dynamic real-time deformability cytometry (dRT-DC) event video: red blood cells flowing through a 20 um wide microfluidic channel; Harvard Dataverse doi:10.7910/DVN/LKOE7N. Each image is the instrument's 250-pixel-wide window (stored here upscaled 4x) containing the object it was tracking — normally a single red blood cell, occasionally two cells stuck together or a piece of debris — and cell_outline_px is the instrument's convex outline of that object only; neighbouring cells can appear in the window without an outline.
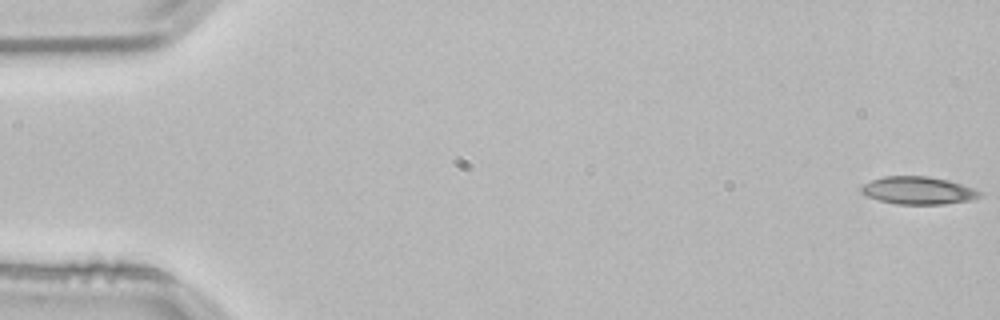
{"species": "common noctule bat (a hibernating species)", "species_latin": "Nyctalus noctula", "temperature_condition": "room temperature", "stored_images_in_passage": 54, "camera_frame_rate_fps": 3000, "um_per_image_px": 0.085, "animal": {"sex": "male", "body_mass_g": 21.5, "forearm_length_mm": 52.0}, "frame": {"image": 1, "passage_image": 1, "time_ms": 0.0, "image_size_px": [1000, 320], "cell_outline_px": [[984, 196], [972, 200], [944, 204], [896, 204], [880, 200], [868, 196], [860, 192], [860, 188], [864, 184], [872, 180], [884, 176], [928, 176], [948, 180], [984, 192]], "centroid_in_image_um": [78.09, 16.19], "position_along_channel_um": 6.9, "area_um2": 19.13}}
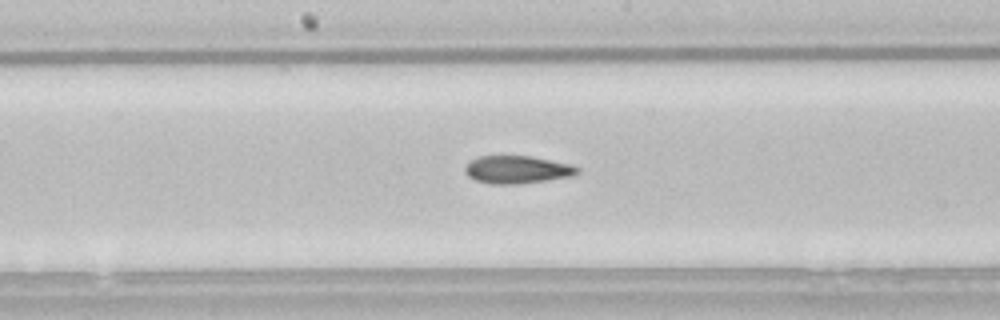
{"frame": {"image": 2, "passage_image": 28, "time_ms": 9.0, "image_size_px": [1000, 320], "cell_outline_px": [[580, 172], [572, 176], [516, 184], [492, 184], [476, 180], [468, 176], [464, 172], [464, 168], [468, 160], [476, 156], [532, 156], [572, 164], [580, 168]], "centroid_in_image_um": [43.94, 14.4], "position_along_channel_um": 204.3, "area_um2": 18.32}}
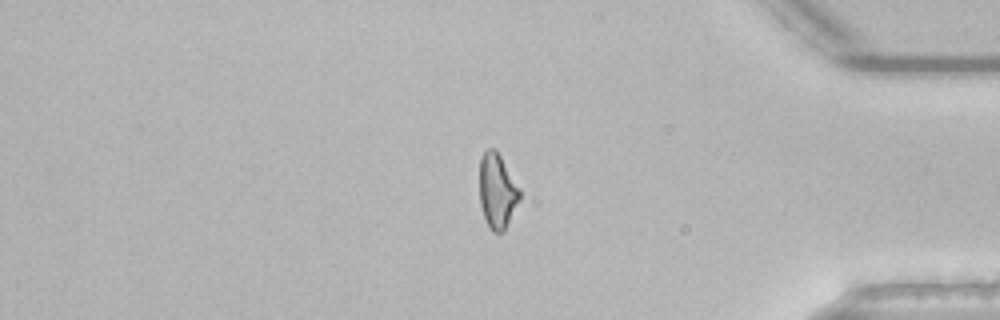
{"frame": {"image": 3, "passage_image": 45, "time_ms": 14.667, "image_size_px": [1000, 320], "cell_outline_px": [[520, 200], [504, 232], [492, 232], [484, 216], [480, 204], [480, 156], [488, 148], [496, 148], [520, 188]], "centroid_in_image_um": [42.27, 16.22], "position_along_channel_um": 392.9, "area_um2": 17.63}, "authors_computed_cell_mechanics": {"area_um2": 18.4671, "velocity_mm_per_s": 3.8234, "shape_relaxation_time_tau1_ms": null, "shape_relaxation_time_tau2_ms": 4.5582, "deformation_change_tau1": null, "deformation_change_tau2": 0.1278}}